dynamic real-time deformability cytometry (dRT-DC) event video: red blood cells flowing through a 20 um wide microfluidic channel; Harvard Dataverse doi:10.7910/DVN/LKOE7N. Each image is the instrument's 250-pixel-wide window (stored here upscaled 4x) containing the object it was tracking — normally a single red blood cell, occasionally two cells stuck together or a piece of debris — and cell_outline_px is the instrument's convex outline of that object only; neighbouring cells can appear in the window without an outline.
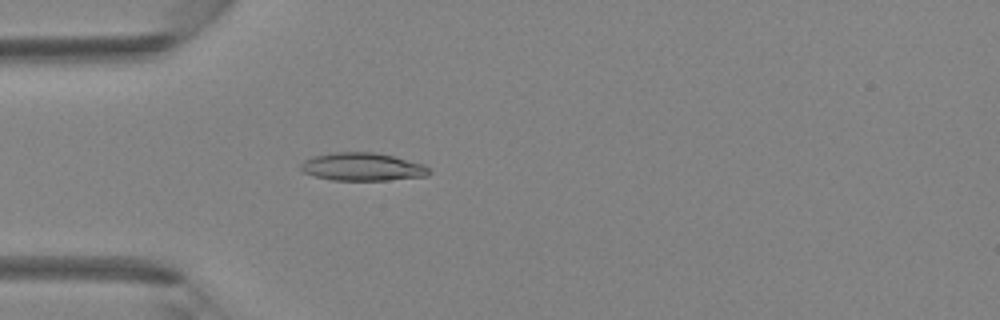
{"species": "Egyptian fruit bat (a non-hibernating species)", "species_latin": "Rousettus aegyptiacus", "temperature_condition": "room temperature", "stored_images_in_passage": 44, "camera_frame_rate_fps": 3000, "um_per_image_px": 0.085, "animal": {"sex": "female"}, "frame": {"image": 1, "passage_image": 13, "time_ms": 4.0, "image_size_px": [1000, 320], "cell_outline_px": [[432, 172], [428, 176], [388, 180], [332, 180], [316, 176], [304, 172], [300, 168], [300, 164], [304, 160], [312, 156], [332, 152], [372, 152], [392, 156], [424, 164]], "centroid_in_image_um": [30.81, 14.18], "position_along_channel_um": 54.2, "area_um2": 20.92}}
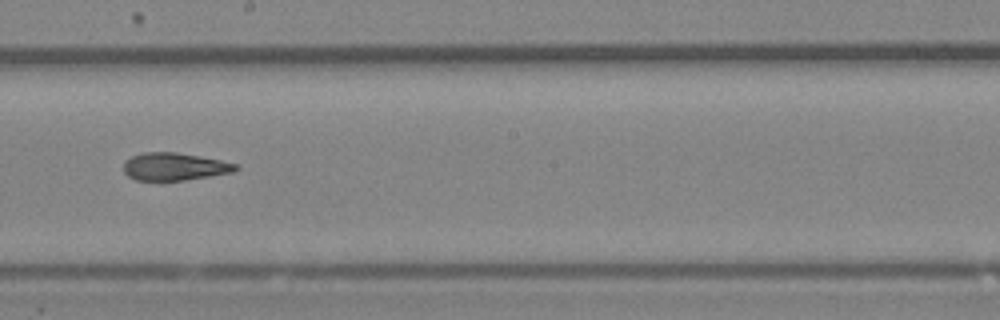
{"frame": {"image": 2, "passage_image": 25, "time_ms": 8.0, "image_size_px": [1000, 320], "cell_outline_px": [[240, 168], [236, 172], [184, 180], [136, 180], [128, 176], [124, 172], [124, 160], [132, 156], [144, 152], [176, 152], [200, 156], [220, 160], [236, 164]], "centroid_in_image_um": [14.84, 14.16], "position_along_channel_um": 233.4, "area_um2": 18.09}}
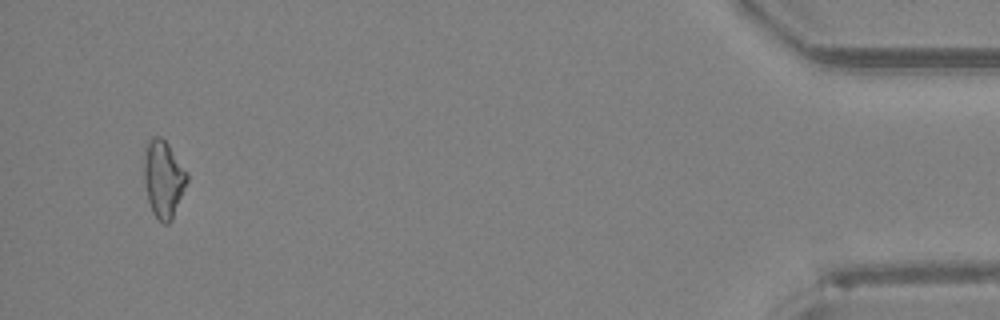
{"frame": {"image": 3, "passage_image": 42, "time_ms": 13.667, "image_size_px": [1000, 320], "cell_outline_px": [[188, 180], [172, 220], [168, 224], [164, 224], [152, 212], [148, 200], [144, 184], [144, 156], [148, 140], [152, 136], [160, 136], [168, 144], [188, 172]], "centroid_in_image_um": [13.89, 15.2], "position_along_channel_um": 421.3, "area_um2": 19.36}}